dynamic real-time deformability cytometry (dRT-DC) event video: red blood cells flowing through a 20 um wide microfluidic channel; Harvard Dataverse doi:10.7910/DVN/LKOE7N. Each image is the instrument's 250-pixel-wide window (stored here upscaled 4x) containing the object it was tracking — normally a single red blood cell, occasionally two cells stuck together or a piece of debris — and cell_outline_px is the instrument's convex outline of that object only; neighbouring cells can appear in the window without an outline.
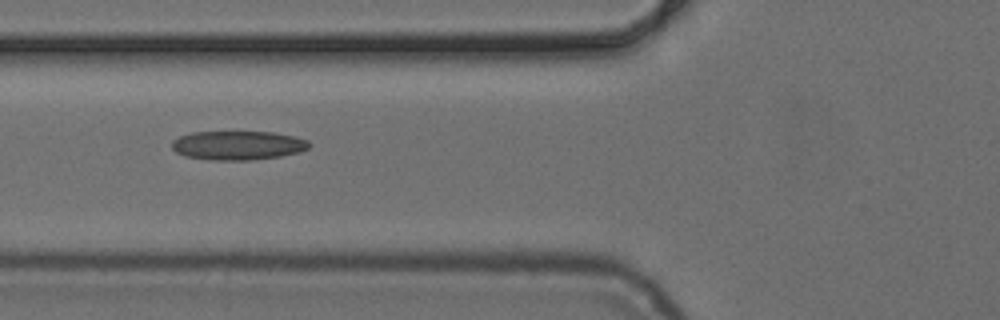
{"species": "common noctule bat (a hibernating species)", "species_latin": "Nyctalus noctula", "temperature_condition": "cold", "stored_images_in_passage": 4, "camera_frame_rate_fps": 3000, "um_per_image_px": 0.085, "animal": {"sex": "female", "body_mass_g": 24.6, "forearm_length_mm": 56.2}, "frame": {"image": 1, "passage_image": 2, "time_ms": 1.0, "image_size_px": [1000, 320], "cell_outline_px": [[312, 144], [308, 148], [300, 152], [280, 156], [252, 160], [212, 160], [184, 156], [176, 152], [172, 148], [172, 140], [180, 136], [192, 132], [272, 132], [296, 136], [308, 140]], "centroid_in_image_um": [20.24, 12.35], "position_along_channel_um": 105.6, "area_um2": 23.35}}
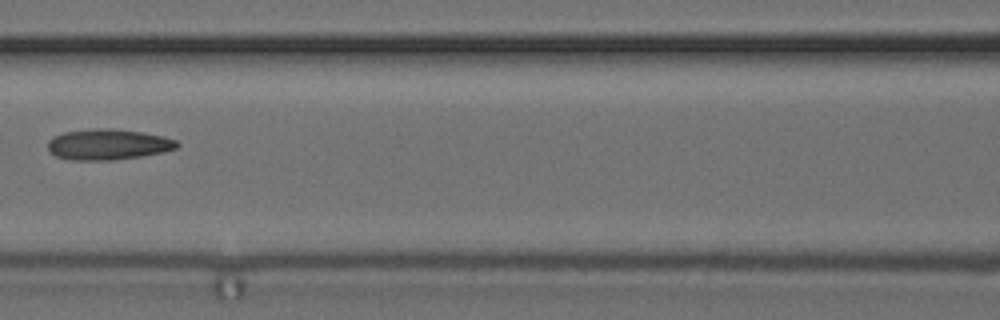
{"frame": {"image": 2, "passage_image": 3, "time_ms": 2.333, "image_size_px": [1000, 320], "cell_outline_px": [[180, 144], [176, 148], [164, 152], [140, 156], [112, 160], [68, 160], [56, 156], [48, 148], [48, 140], [52, 136], [64, 132], [96, 128], [112, 128], [140, 132], [164, 136], [176, 140]], "centroid_in_image_um": [9.17, 12.27], "position_along_channel_um": 157.4, "area_um2": 23.18}}
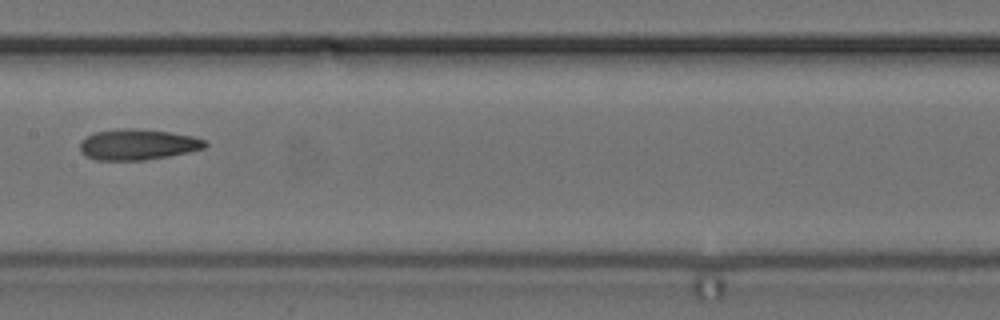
{"frame": {"image": 3, "passage_image": 4, "time_ms": 3.333, "image_size_px": [1000, 320], "cell_outline_px": [[208, 144], [204, 148], [188, 152], [168, 156], [144, 160], [96, 160], [80, 152], [80, 140], [96, 132], [120, 128], [132, 128], [168, 132], [192, 136], [204, 140]], "centroid_in_image_um": [11.69, 12.28], "position_along_channel_um": 195.7, "area_um2": 22.25}}